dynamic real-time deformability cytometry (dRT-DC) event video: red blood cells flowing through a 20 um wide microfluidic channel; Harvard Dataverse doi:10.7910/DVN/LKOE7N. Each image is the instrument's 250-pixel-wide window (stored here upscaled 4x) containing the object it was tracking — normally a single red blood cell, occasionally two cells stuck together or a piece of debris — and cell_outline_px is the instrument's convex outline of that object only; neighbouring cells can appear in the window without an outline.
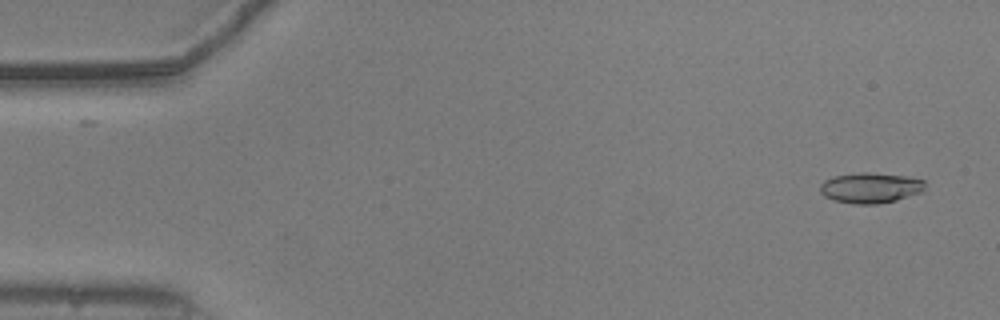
{"species": "common noctule bat (a hibernating species)", "species_latin": "Nyctalus noctula", "temperature_condition": "warm", "stored_images_in_passage": 53, "camera_frame_rate_fps": 3000, "um_per_image_px": 0.085, "animal": {"sex": "male", "body_mass_g": 20.5, "forearm_length_mm": 52.5}, "frame": {"image": 1, "passage_image": 2, "time_ms": 0.333, "image_size_px": [1000, 320], "cell_outline_px": [[924, 188], [920, 192], [896, 200], [880, 204], [856, 204], [832, 200], [824, 196], [820, 192], [820, 184], [824, 180], [832, 176], [860, 172], [868, 172], [908, 176], [924, 180]], "centroid_in_image_um": [73.95, 15.96], "position_along_channel_um": 11.1, "area_um2": 18.73}}
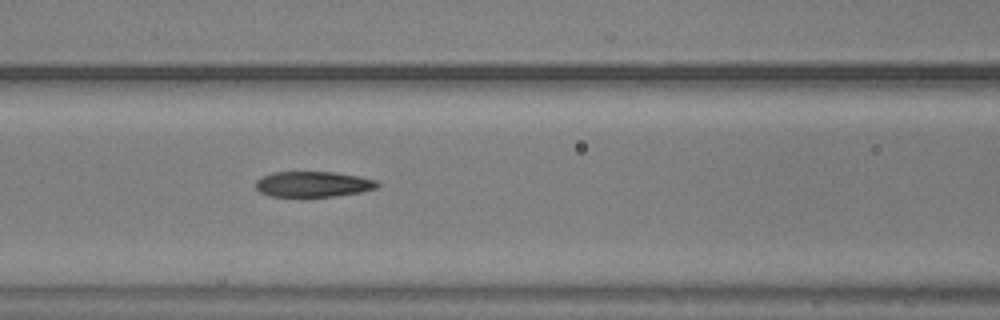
{"frame": {"image": 2, "passage_image": 22, "time_ms": 7.0, "image_size_px": [1000, 320], "cell_outline_px": [[380, 184], [376, 188], [360, 192], [332, 196], [268, 196], [260, 192], [256, 188], [256, 180], [272, 172], [336, 172], [360, 176], [376, 180]], "centroid_in_image_um": [26.62, 15.64], "position_along_channel_um": 140.0, "area_um2": 18.03}}
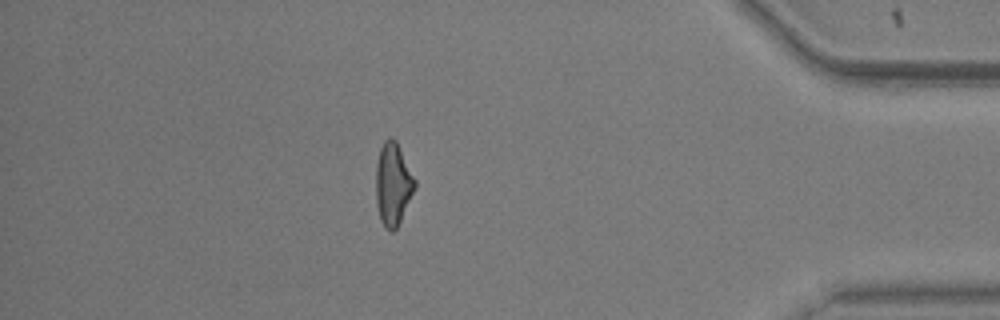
{"frame": {"image": 3, "passage_image": 46, "time_ms": 15.0, "image_size_px": [1000, 320], "cell_outline_px": [[416, 188], [396, 228], [392, 232], [384, 228], [380, 220], [376, 204], [376, 164], [380, 148], [384, 140], [388, 136], [392, 136], [396, 140], [416, 180]], "centroid_in_image_um": [33.39, 15.63], "position_along_channel_um": 401.8, "area_um2": 18.9}, "authors_computed_cell_mechanics": {"area_um2": 18.7272, "velocity_mm_per_s": 3.7918, "shape_relaxation_time_tau1_ms": 4.2458, "shape_relaxation_time_tau2_ms": 2.9382, "deformation_change_tau1": 0.1709, "deformation_change_tau2": 0.126}}